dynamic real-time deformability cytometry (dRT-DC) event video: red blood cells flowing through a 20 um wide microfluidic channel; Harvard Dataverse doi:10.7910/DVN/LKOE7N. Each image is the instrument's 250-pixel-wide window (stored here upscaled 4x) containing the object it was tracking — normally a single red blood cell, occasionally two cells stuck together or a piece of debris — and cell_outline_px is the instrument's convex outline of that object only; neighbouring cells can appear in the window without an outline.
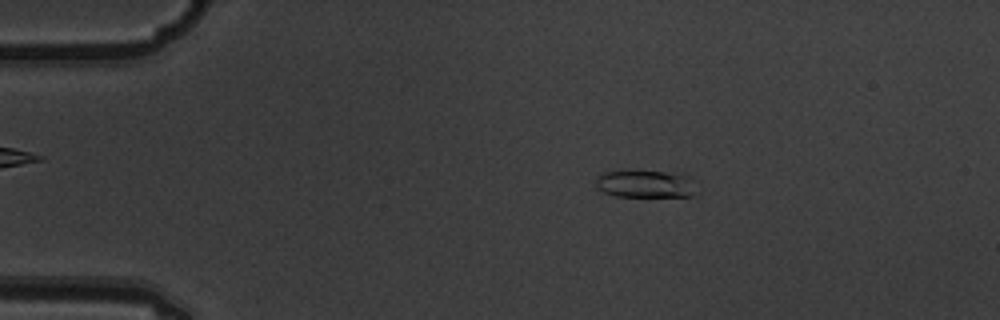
{"species": "common noctule bat (a hibernating species)", "species_latin": "Nyctalus noctula", "temperature_condition": "warm", "stored_images_in_passage": 4, "camera_frame_rate_fps": 3000, "um_per_image_px": 0.085, "animal": {"sex": "male", "body_mass_g": 19.5, "forearm_length_mm": 54.6}, "frame": {"image": 1, "passage_image": 3, "time_ms": 0.667, "image_size_px": [1000, 320], "cell_outline_px": [[692, 196], [616, 196], [604, 192], [596, 188], [596, 176], [604, 172], [664, 172], [688, 176], [692, 192]], "centroid_in_image_um": [54.73, 15.65], "position_along_channel_um": 30.3, "area_um2": 15.32}}